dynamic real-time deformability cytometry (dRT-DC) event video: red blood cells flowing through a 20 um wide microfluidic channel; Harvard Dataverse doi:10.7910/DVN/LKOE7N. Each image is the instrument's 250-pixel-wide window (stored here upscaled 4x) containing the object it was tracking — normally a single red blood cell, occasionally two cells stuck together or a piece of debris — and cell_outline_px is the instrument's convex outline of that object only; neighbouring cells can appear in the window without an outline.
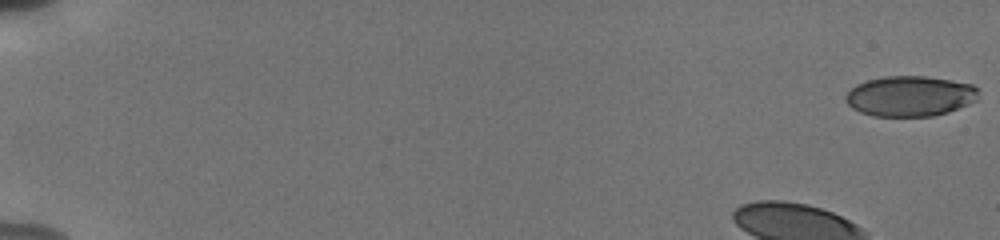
{"species": "human", "species_latin": "Homo sapiens", "temperature_condition": "cold", "stored_images_in_passage": 45, "camera_frame_rate_fps": 3000, "um_per_image_px": 0.085, "donor": {"sex": "male"}, "frame": {"image": 1, "passage_image": 1, "time_ms": 0.0, "image_size_px": [1000, 240], "cell_outline_px": [[980, 92], [976, 100], [968, 104], [948, 112], [932, 116], [872, 116], [860, 112], [852, 108], [844, 100], [844, 96], [856, 84], [868, 80], [884, 76], [924, 76], [972, 84]], "centroid_in_image_um": [77.33, 8.17], "position_along_channel_um": 7.7, "area_um2": 31.27}}
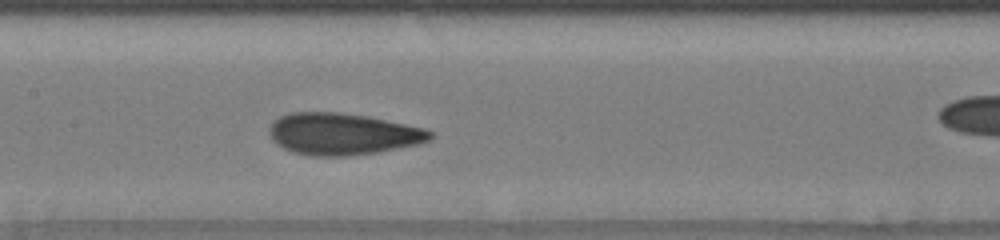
{"frame": {"image": 2, "passage_image": 26, "time_ms": 8.333, "image_size_px": [1000, 240], "cell_outline_px": [[432, 136], [428, 140], [416, 144], [380, 152], [348, 156], [312, 156], [292, 152], [276, 144], [272, 140], [268, 132], [268, 128], [280, 116], [292, 112], [340, 112], [368, 116], [424, 128], [432, 132]], "centroid_in_image_um": [29.09, 11.39], "position_along_channel_um": 178.3, "area_um2": 39.13}}
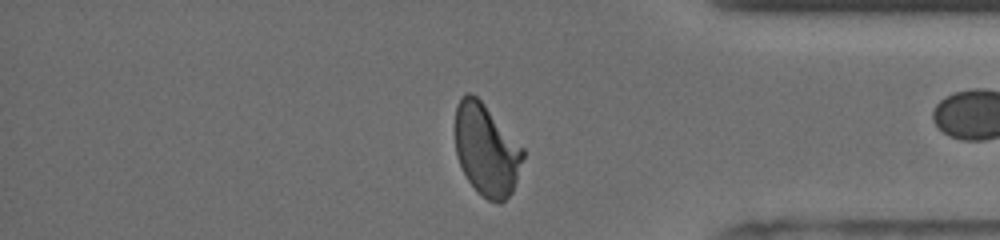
{"frame": {"image": 3, "passage_image": 44, "time_ms": 14.333, "image_size_px": [1000, 240], "cell_outline_px": [[524, 156], [512, 192], [500, 204], [488, 200], [468, 180], [456, 156], [456, 104], [460, 96], [464, 92], [472, 92], [484, 104], [524, 148]], "centroid_in_image_um": [41.34, 12.7], "position_along_channel_um": 393.9, "area_um2": 35.95}}